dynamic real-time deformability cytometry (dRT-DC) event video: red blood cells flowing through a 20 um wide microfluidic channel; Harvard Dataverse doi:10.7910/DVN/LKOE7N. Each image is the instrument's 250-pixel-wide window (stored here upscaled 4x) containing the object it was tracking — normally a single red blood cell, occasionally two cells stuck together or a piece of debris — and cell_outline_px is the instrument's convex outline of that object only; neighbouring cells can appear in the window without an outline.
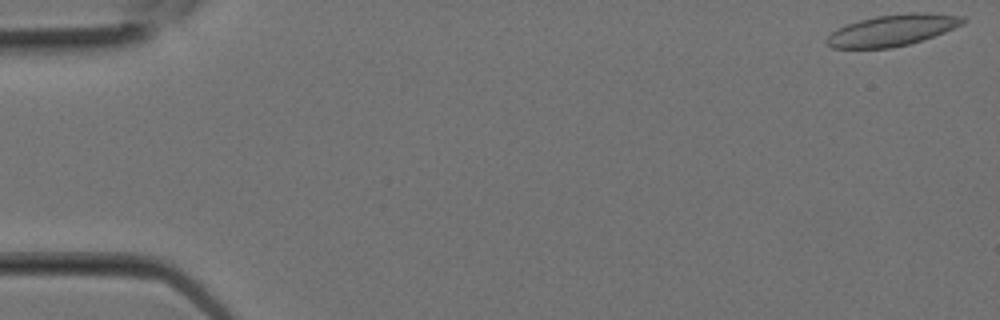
{"species": "Egyptian fruit bat (a non-hibernating species)", "species_latin": "Rousettus aegyptiacus", "temperature_condition": "room temperature", "stored_images_in_passage": 11, "camera_frame_rate_fps": 3000, "um_per_image_px": 0.085, "animal": {"sex": "female"}, "frame": {"image": 1, "passage_image": 1, "time_ms": 0.0, "image_size_px": [1000, 320], "cell_outline_px": [[968, 20], [964, 24], [944, 32], [908, 44], [892, 48], [832, 48], [824, 40], [836, 28], [860, 20], [876, 16], [908, 12], [928, 12], [964, 16]], "centroid_in_image_um": [75.88, 2.55], "position_along_channel_um": 9.1, "area_um2": 24.91}}
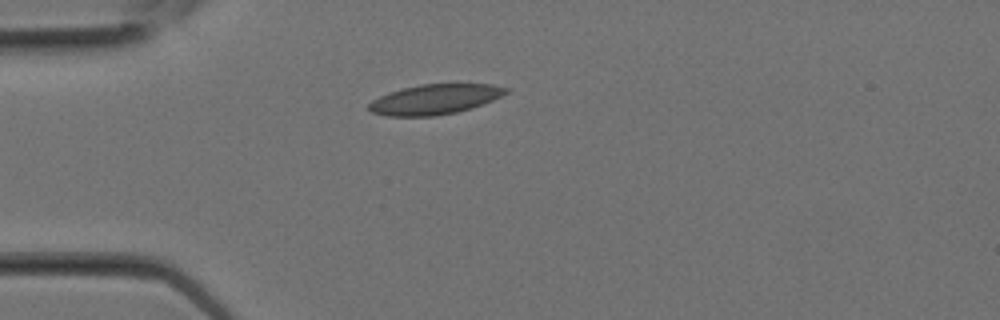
{"frame": {"image": 2, "passage_image": 7, "time_ms": 2.0, "image_size_px": [1000, 320], "cell_outline_px": [[508, 92], [484, 104], [472, 108], [456, 112], [436, 116], [388, 116], [372, 112], [368, 108], [368, 104], [372, 100], [388, 92], [420, 84], [492, 84], [508, 88]], "centroid_in_image_um": [36.95, 8.44], "position_along_channel_um": 48.0, "area_um2": 23.93}}
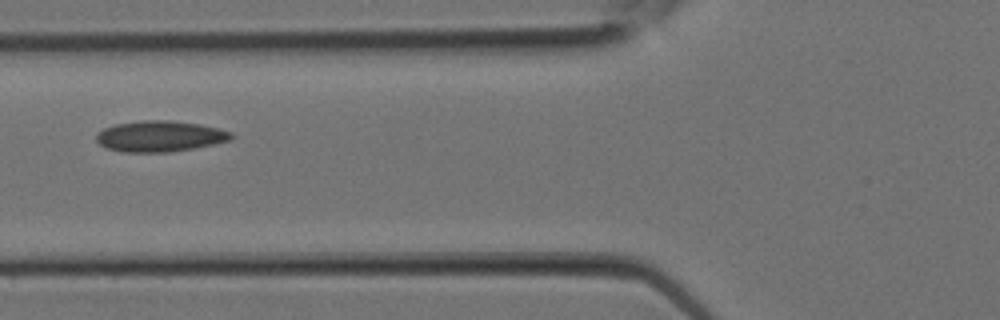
{"frame": {"image": 3, "passage_image": 10, "time_ms": 3.0, "image_size_px": [1000, 320], "cell_outline_px": [[236, 136], [232, 140], [196, 148], [172, 152], [124, 152], [108, 148], [100, 144], [96, 140], [96, 132], [104, 128], [116, 124], [140, 120], [172, 120], [200, 124], [232, 132]], "centroid_in_image_um": [13.62, 11.58], "position_along_channel_um": 112.2, "area_um2": 24.57}}